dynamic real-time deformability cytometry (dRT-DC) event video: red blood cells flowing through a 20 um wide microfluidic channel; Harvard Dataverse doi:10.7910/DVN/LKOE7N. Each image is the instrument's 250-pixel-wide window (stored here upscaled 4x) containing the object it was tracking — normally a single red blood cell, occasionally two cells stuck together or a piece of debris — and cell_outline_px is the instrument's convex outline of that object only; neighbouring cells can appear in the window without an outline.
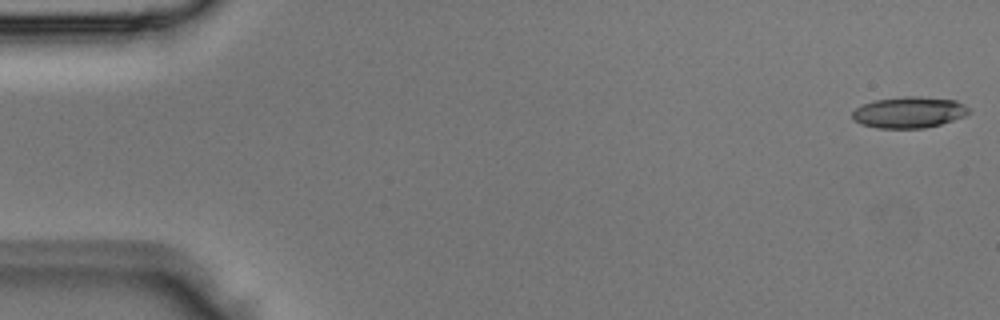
{"species": "Egyptian fruit bat (a non-hibernating species)", "species_latin": "Rousettus aegyptiacus", "temperature_condition": "room temperature", "stored_images_in_passage": 2, "segment_of_instrument_passage": [2, 2], "camera_frame_rate_fps": 3000, "um_per_image_px": 0.085, "animal": {"sex": "male"}, "frame": {"image": 1, "passage_image": 2, "time_ms": 0.333, "image_size_px": [1000, 320], "cell_outline_px": [[972, 112], [964, 116], [940, 124], [924, 128], [876, 128], [860, 124], [852, 116], [852, 112], [856, 108], [864, 104], [876, 100], [904, 96], [920, 96], [956, 100], [964, 104]], "centroid_in_image_um": [77.29, 9.54], "position_along_channel_um": 7.7, "area_um2": 21.15}}